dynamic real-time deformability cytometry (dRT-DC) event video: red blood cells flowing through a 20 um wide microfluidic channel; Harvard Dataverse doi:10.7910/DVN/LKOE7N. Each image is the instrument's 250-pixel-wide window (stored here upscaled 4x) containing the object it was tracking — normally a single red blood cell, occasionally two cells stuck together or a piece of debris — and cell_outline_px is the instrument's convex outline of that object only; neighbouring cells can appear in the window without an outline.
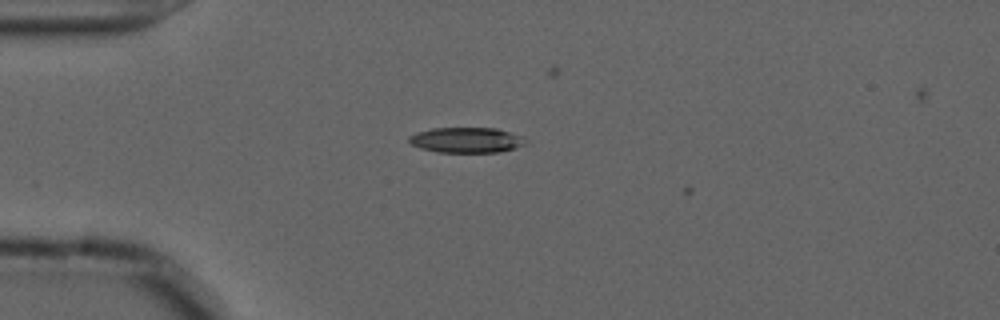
{"species": "common noctule bat (a hibernating species)", "species_latin": "Nyctalus noctula", "temperature_condition": "cold", "stored_images_in_passage": 5, "camera_frame_rate_fps": 3000, "um_per_image_px": 0.085, "animal": {"sex": "male", "forearm_length_mm": 52.5}, "frame": {"image": 1, "passage_image": 3, "time_ms": 0.667, "image_size_px": [1000, 320], "cell_outline_px": [[528, 140], [524, 144], [500, 152], [440, 152], [420, 148], [412, 144], [408, 140], [408, 136], [416, 132], [432, 128], [496, 128], [524, 136]], "centroid_in_image_um": [39.64, 11.89], "position_along_channel_um": 45.4, "area_um2": 17.22}}